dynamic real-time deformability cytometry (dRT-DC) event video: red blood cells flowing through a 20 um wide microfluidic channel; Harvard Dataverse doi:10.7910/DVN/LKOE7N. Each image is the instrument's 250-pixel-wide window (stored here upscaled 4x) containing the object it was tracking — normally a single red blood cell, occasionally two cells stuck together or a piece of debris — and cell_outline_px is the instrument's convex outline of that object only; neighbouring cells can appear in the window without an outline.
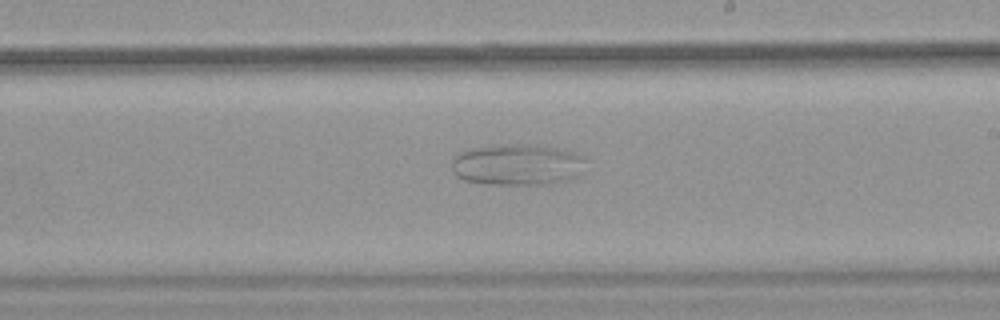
{"species": "common noctule bat (a hibernating species)", "species_latin": "Nyctalus noctula", "temperature_condition": "warm", "stored_images_in_passage": 37, "camera_frame_rate_fps": 3000, "um_per_image_px": 0.085, "animal": {"sex": "female", "body_mass_g": 18.4}, "frame": {"image": 1, "passage_image": 16, "time_ms": 5.0, "image_size_px": [1000, 320], "cell_outline_px": [[588, 156], [572, 176], [568, 180], [552, 184], [484, 184], [464, 180], [456, 176], [452, 168], [452, 160], [460, 152], [468, 148], [500, 144], [524, 144], [552, 148], [572, 152]], "centroid_in_image_um": [43.88, 13.99], "position_along_channel_um": 245.1, "area_um2": 31.91}}